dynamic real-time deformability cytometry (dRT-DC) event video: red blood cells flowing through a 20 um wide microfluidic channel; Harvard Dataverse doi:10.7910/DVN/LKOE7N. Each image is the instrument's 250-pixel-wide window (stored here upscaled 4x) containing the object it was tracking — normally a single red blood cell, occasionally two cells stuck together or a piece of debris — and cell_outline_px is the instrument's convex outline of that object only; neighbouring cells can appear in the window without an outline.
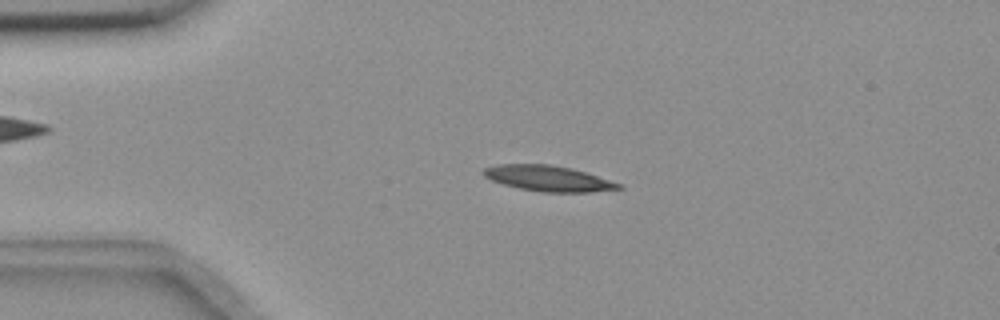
{"species": "common noctule bat (a hibernating species)", "species_latin": "Nyctalus noctula", "temperature_condition": "room temperature", "stored_images_in_passage": 4, "camera_frame_rate_fps": 3000, "um_per_image_px": 0.085, "animal": {"sex": "female", "body_mass_g": 18.4}, "frame": {"image": 1, "passage_image": 3, "time_ms": 0.667, "image_size_px": [1000, 320], "cell_outline_px": [[624, 188], [588, 192], [540, 192], [520, 188], [504, 184], [492, 180], [484, 176], [480, 172], [484, 168], [496, 164], [552, 164], [572, 168], [624, 184]], "centroid_in_image_um": [46.61, 15.16], "position_along_channel_um": 38.4, "area_um2": 20.29}}